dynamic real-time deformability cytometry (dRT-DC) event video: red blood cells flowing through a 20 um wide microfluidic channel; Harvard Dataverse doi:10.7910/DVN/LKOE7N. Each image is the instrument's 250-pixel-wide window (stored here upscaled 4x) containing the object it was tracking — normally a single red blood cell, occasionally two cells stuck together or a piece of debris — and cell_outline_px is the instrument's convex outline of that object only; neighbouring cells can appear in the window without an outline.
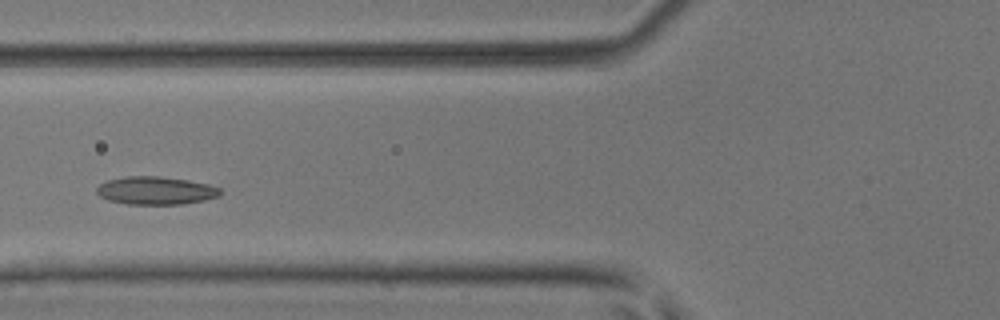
{"species": "common noctule bat (a hibernating species)", "species_latin": "Nyctalus noctula", "temperature_condition": "room temperature", "stored_images_in_passage": 30, "camera_frame_rate_fps": 3000, "um_per_image_px": 0.085, "animal": {"sex": "male", "body_mass_g": 17.9, "forearm_length_mm": 54.2}, "frame": {"image": 1, "passage_image": 5, "time_ms": 1.333, "image_size_px": [1000, 320], "cell_outline_px": [[220, 196], [204, 200], [180, 204], [128, 204], [108, 200], [100, 196], [96, 192], [96, 188], [100, 184], [108, 180], [128, 176], [160, 176], [188, 180], [208, 184], [220, 188]], "centroid_in_image_um": [13.23, 16.19], "position_along_channel_um": 112.6, "area_um2": 20.06}}
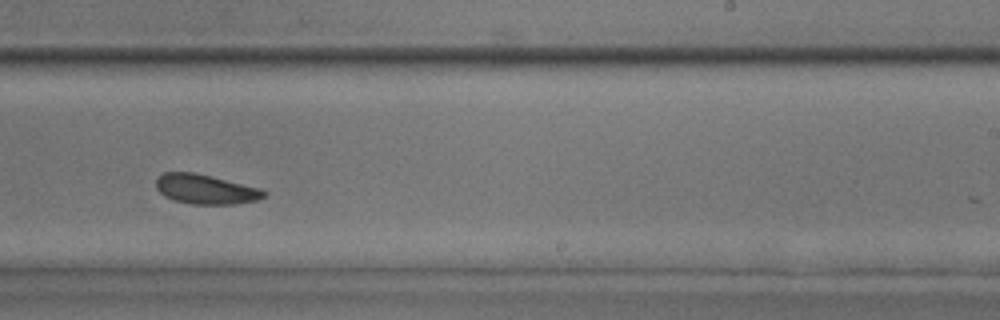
{"frame": {"image": 2, "passage_image": 17, "time_ms": 5.333, "image_size_px": [1000, 320], "cell_outline_px": [[268, 192], [264, 196], [256, 200], [232, 204], [192, 204], [176, 200], [164, 196], [156, 188], [156, 180], [164, 172], [196, 172], [260, 188]], "centroid_in_image_um": [17.47, 16.07], "position_along_channel_um": 271.5, "area_um2": 18.5}, "authors_computed_cell_mechanics": {"area_um2": 18.5827, "velocity_mm_per_s": 3.9891, "shape_relaxation_time_tau1_ms": 6.184, "shape_relaxation_time_tau2_ms": 3.0548, "deformation_change_tau1": 0.0839, "deformation_change_tau2": 0.0734}}